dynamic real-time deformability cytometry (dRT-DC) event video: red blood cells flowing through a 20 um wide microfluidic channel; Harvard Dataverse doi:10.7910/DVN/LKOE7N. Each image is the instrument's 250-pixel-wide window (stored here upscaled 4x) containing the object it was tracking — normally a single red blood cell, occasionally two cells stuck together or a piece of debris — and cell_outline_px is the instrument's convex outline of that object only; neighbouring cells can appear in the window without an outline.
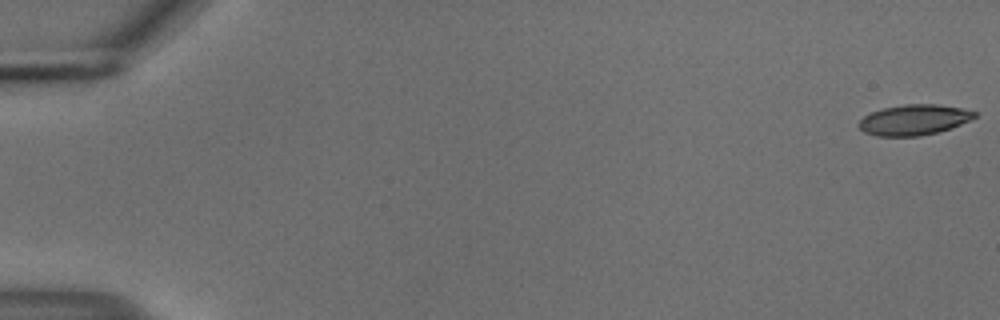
{"species": "common noctule bat (a hibernating species)", "species_latin": "Nyctalus noctula", "temperature_condition": "cold", "stored_images_in_passage": 12, "camera_frame_rate_fps": 3000, "um_per_image_px": 0.085, "animal": {"sex": "male", "body_mass_g": 18.8}, "frame": {"image": 1, "passage_image": 1, "time_ms": 0.0, "image_size_px": [1000, 320], "cell_outline_px": [[976, 116], [960, 124], [936, 132], [920, 136], [876, 136], [864, 132], [856, 124], [864, 116], [872, 112], [884, 108], [904, 104], [936, 104], [960, 108], [976, 112]], "centroid_in_image_um": [77.63, 10.19], "position_along_channel_um": 7.4, "area_um2": 20.29}}